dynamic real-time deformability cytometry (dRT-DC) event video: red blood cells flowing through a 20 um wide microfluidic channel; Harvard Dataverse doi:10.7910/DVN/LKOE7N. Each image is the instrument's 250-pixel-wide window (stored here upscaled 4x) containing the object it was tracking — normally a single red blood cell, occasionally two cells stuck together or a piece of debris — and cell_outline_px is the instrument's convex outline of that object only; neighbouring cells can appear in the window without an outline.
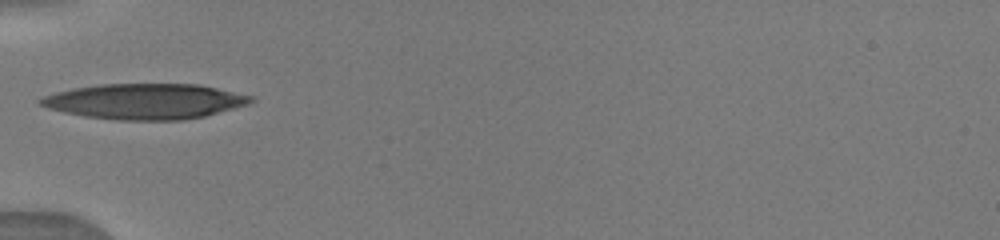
{"species": "human", "species_latin": "Homo sapiens", "temperature_condition": "warm", "stored_images_in_passage": 28, "camera_frame_rate_fps": 3000, "um_per_image_px": 0.085, "donor": {"sex": "male"}, "frame": {"image": 1, "passage_image": 1, "time_ms": 0.0, "image_size_px": [1000, 240], "cell_outline_px": [[256, 100], [248, 104], [204, 116], [184, 120], [120, 120], [84, 116], [64, 112], [48, 108], [36, 104], [36, 100], [44, 96], [56, 92], [72, 88], [100, 84], [200, 84], [256, 96]], "centroid_in_image_um": [12.33, 8.61], "position_along_channel_um": 72.7, "area_um2": 43.75}}
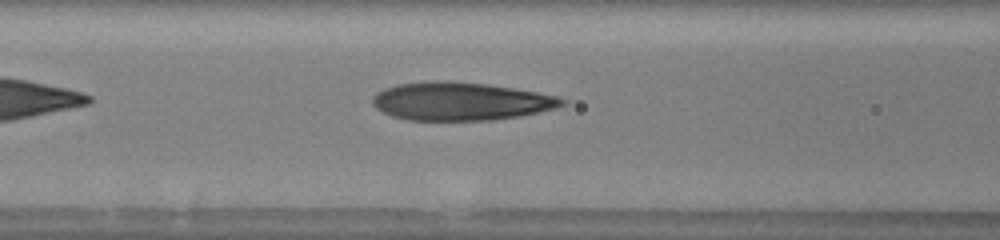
{"frame": {"image": 2, "passage_image": 5, "time_ms": 1.333, "image_size_px": [1000, 240], "cell_outline_px": [[568, 100], [564, 104], [556, 108], [520, 116], [492, 120], [408, 120], [392, 116], [376, 108], [372, 104], [372, 96], [376, 92], [384, 88], [396, 84], [432, 80], [488, 84], [536, 92], [556, 96]], "centroid_in_image_um": [39.12, 8.61], "position_along_channel_um": 127.5, "area_um2": 42.08}}
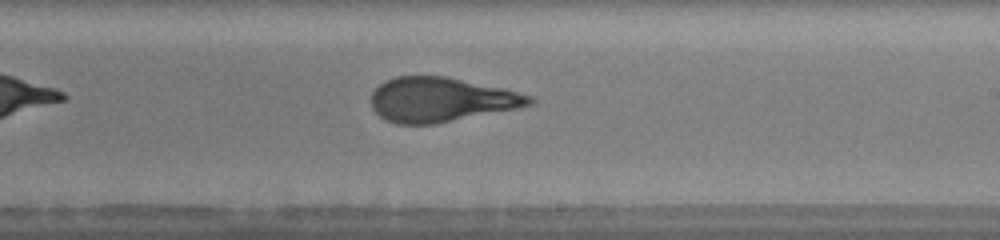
{"frame": {"image": 3, "passage_image": 13, "time_ms": 4.333, "image_size_px": [1000, 240], "cell_outline_px": [[536, 100], [532, 104], [520, 108], [436, 124], [396, 124], [384, 120], [372, 108], [372, 92], [384, 80], [396, 76], [448, 76], [504, 88], [532, 96]], "centroid_in_image_um": [37.5, 8.47], "position_along_channel_um": 251.5, "area_um2": 41.44}}